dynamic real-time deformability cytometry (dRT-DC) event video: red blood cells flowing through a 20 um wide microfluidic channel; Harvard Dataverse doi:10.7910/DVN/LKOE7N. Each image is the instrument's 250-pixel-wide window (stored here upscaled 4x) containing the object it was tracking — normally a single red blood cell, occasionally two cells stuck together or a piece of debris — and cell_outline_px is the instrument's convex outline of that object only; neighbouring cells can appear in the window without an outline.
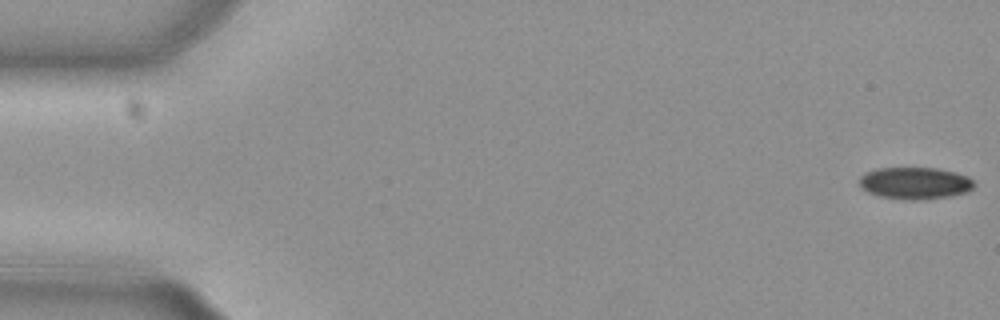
{"species": "common noctule bat (a hibernating species)", "species_latin": "Nyctalus noctula", "temperature_condition": "cold", "stored_images_in_passage": 52, "camera_frame_rate_fps": 3000, "um_per_image_px": 0.085, "animal": {"sex": "female", "body_mass_g": 29.2, "forearm_length_mm": 56.3}, "frame": {"image": 1, "passage_image": 1, "time_ms": 0.0, "image_size_px": [1000, 320], "cell_outline_px": [[972, 188], [968, 192], [948, 196], [920, 200], [904, 200], [880, 196], [868, 192], [860, 188], [860, 176], [876, 168], [936, 168], [968, 176], [972, 180]], "centroid_in_image_um": [77.74, 15.57], "position_along_channel_um": 7.3, "area_um2": 21.21}}
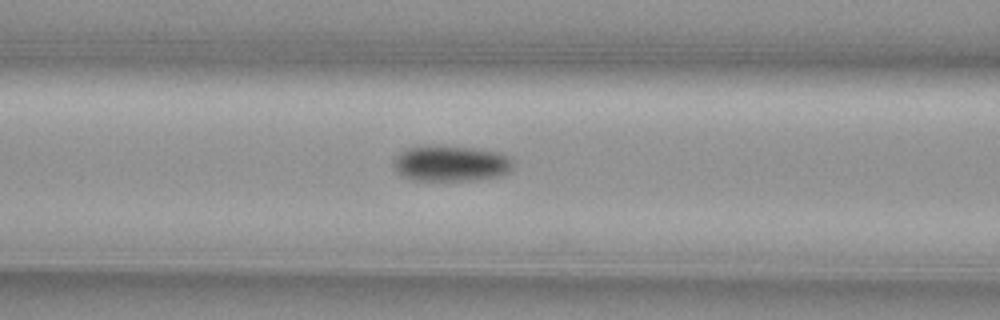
{"frame": {"image": 2, "passage_image": 22, "time_ms": 7.0, "image_size_px": [1000, 320], "cell_outline_px": [[516, 160], [512, 168], [508, 172], [500, 176], [472, 180], [412, 180], [400, 176], [392, 168], [392, 160], [400, 152], [408, 148], [428, 144], [432, 144], [472, 148], [500, 152]], "centroid_in_image_um": [38.29, 13.88], "position_along_channel_um": 128.3, "area_um2": 25.61}}
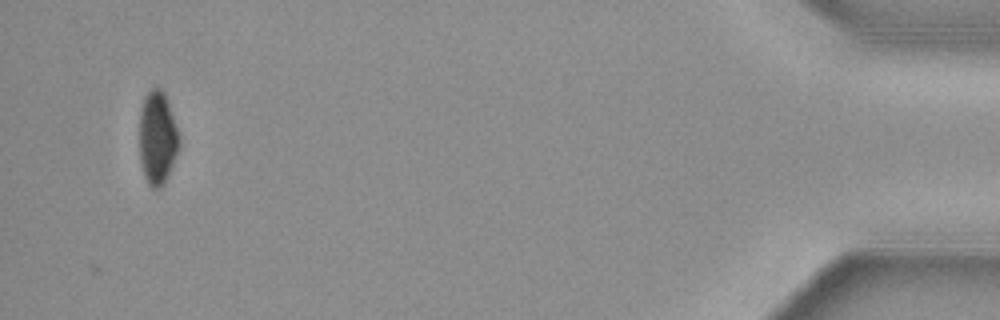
{"frame": {"image": 3, "passage_image": 52, "time_ms": 17.0, "image_size_px": [1000, 320], "cell_outline_px": [[180, 144], [176, 156], [168, 176], [164, 184], [160, 188], [152, 188], [148, 184], [144, 176], [140, 164], [140, 112], [144, 96], [152, 88], [160, 88], [164, 92], [180, 140]], "centroid_in_image_um": [13.37, 11.76], "position_along_channel_um": 421.8, "area_um2": 21.44}, "authors_computed_cell_mechanics": {"area_um2": 23.2645, "velocity_mm_per_s": 3.8114, "shape_relaxation_time_tau1_ms": 3.0703, "shape_relaxation_time_tau2_ms": null, "deformation_change_tau1": 0.0824, "deformation_change_tau2": null}}